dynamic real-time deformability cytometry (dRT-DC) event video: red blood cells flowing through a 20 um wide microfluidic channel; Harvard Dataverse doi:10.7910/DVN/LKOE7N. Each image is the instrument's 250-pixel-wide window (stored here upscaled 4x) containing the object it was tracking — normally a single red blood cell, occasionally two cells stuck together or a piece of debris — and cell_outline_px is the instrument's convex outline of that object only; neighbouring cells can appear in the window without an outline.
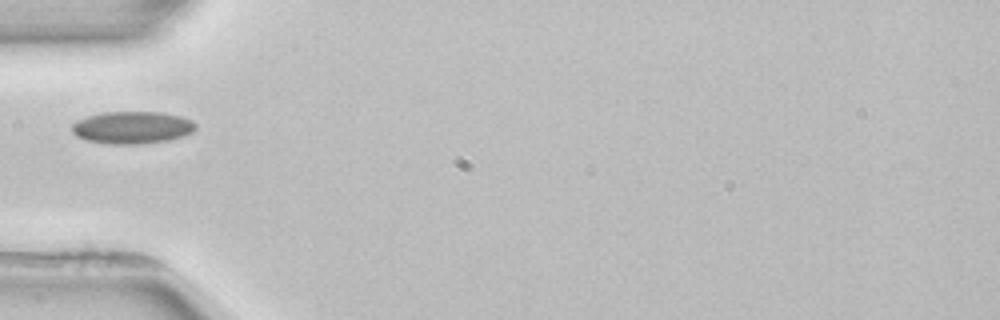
{"species": "common noctule bat (a hibernating species)", "species_latin": "Nyctalus noctula", "temperature_condition": "room temperature", "stored_images_in_passage": 1, "camera_frame_rate_fps": 3000, "um_per_image_px": 0.085, "animal": {"sex": "female", "body_mass_g": 22.7, "forearm_length_mm": 54.2}, "frame": {"image": 1, "passage_image": 1, "time_ms": 0.0, "image_size_px": [1000, 320], "cell_outline_px": [[196, 128], [192, 132], [184, 136], [168, 140], [136, 144], [112, 144], [88, 140], [76, 136], [72, 132], [72, 124], [76, 120], [88, 116], [104, 112], [160, 112], [180, 116], [192, 120], [196, 124]], "centroid_in_image_um": [11.24, 10.83], "position_along_channel_um": 73.8, "area_um2": 23.24}}